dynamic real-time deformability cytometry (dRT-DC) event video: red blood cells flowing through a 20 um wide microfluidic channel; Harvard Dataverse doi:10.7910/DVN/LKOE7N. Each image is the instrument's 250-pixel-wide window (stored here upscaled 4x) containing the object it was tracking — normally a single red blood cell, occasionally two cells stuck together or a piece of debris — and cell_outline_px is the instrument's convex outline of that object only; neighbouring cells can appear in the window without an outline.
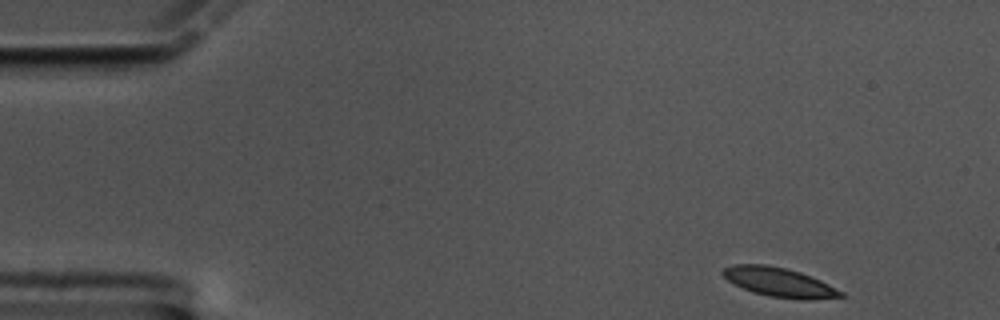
{"species": "common noctule bat (a hibernating species)", "species_latin": "Nyctalus noctula", "temperature_condition": "cold", "stored_images_in_passage": 13, "camera_frame_rate_fps": 3000, "um_per_image_px": 0.085, "animal": {"sex": "male", "body_mass_g": 17.5, "forearm_length_mm": 52.3}, "frame": {"image": 1, "passage_image": 1, "time_ms": 0.0, "image_size_px": [1000, 320], "cell_outline_px": [[844, 296], [808, 300], [800, 300], [768, 296], [752, 292], [728, 280], [720, 272], [724, 268], [732, 264], [768, 264], [800, 272], [820, 280], [844, 292]], "centroid_in_image_um": [66.23, 23.99], "position_along_channel_um": 18.8, "area_um2": 20.0}}
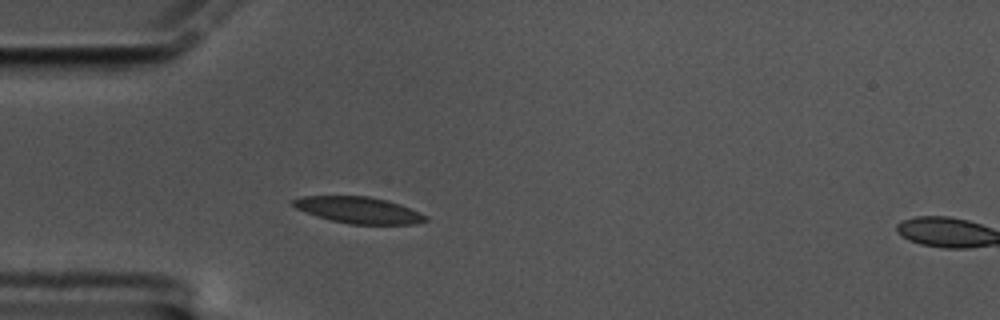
{"frame": {"image": 2, "passage_image": 12, "time_ms": 3.667, "image_size_px": [1000, 320], "cell_outline_px": [[428, 220], [416, 224], [348, 224], [316, 216], [296, 208], [292, 204], [292, 200], [304, 196], [368, 196], [388, 200], [400, 204], [420, 212], [428, 216]], "centroid_in_image_um": [30.52, 17.86], "position_along_channel_um": 54.5, "area_um2": 20.4}}